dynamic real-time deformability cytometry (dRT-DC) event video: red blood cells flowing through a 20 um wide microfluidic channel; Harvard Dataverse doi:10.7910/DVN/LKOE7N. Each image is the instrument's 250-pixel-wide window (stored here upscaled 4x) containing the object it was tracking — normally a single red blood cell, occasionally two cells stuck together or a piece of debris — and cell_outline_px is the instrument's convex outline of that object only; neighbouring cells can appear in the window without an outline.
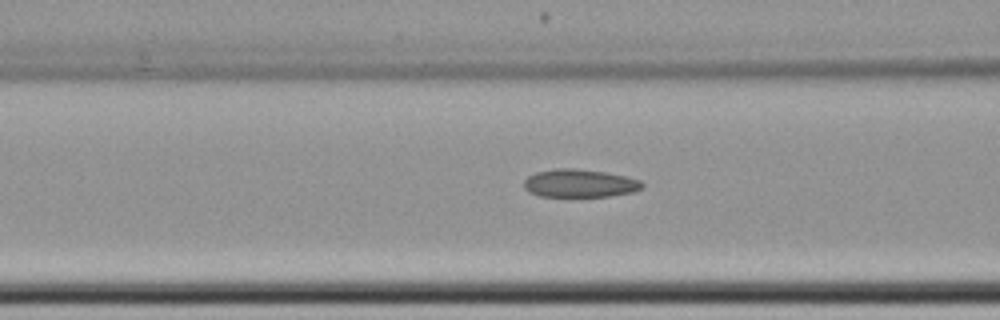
{"species": "common noctule bat (a hibernating species)", "species_latin": "Nyctalus noctula", "temperature_condition": "cold", "stored_images_in_passage": 7, "segment_of_instrument_passage": [2, 2], "camera_frame_rate_fps": 3000, "um_per_image_px": 0.085, "animal": {"sex": "female", "body_mass_g": 22.7, "forearm_length_mm": 54.2}, "frame": {"image": 1, "passage_image": 7, "time_ms": 7.333, "image_size_px": [1000, 320], "cell_outline_px": [[644, 188], [632, 192], [612, 196], [540, 196], [528, 192], [524, 188], [524, 180], [528, 176], [536, 172], [556, 168], [572, 168], [604, 172], [624, 176], [640, 180], [644, 184]], "centroid_in_image_um": [49.26, 15.58], "position_along_channel_um": 117.3, "area_um2": 19.31}}